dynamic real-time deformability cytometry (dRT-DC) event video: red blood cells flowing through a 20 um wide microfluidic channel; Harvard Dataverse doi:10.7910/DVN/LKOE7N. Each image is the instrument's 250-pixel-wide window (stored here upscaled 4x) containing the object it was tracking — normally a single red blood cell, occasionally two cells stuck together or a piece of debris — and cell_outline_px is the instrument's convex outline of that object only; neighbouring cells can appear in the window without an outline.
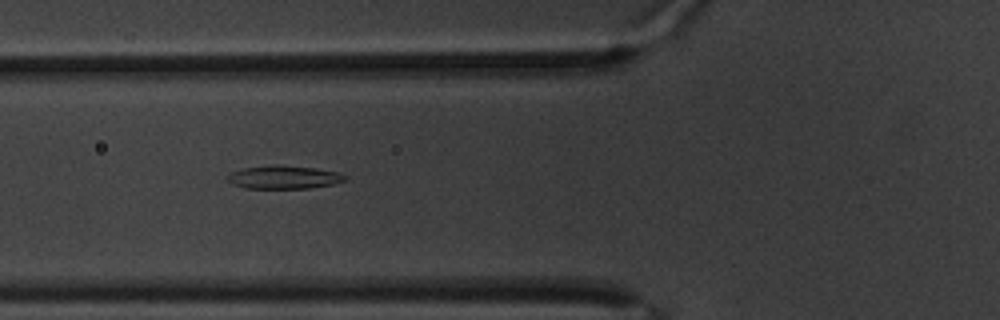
{"species": "common noctule bat (a hibernating species)", "species_latin": "Nyctalus noctula", "temperature_condition": "warm", "stored_images_in_passage": 31, "camera_frame_rate_fps": 3000, "um_per_image_px": 0.085, "animal": {"sex": "male", "body_mass_g": 20.1, "forearm_length_mm": 53.5}, "frame": {"image": 1, "passage_image": 9, "time_ms": 2.667, "image_size_px": [1000, 320], "cell_outline_px": [[348, 180], [332, 184], [308, 188], [244, 188], [232, 184], [228, 180], [228, 176], [232, 172], [244, 168], [272, 164], [280, 164], [312, 168], [336, 172], [348, 176]], "centroid_in_image_um": [24.13, 15.06], "position_along_channel_um": 101.7, "area_um2": 15.84}}
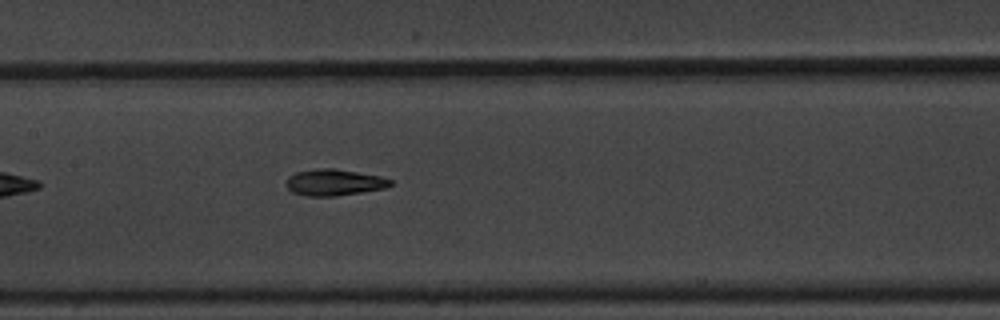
{"frame": {"image": 2, "passage_image": 16, "time_ms": 5.0, "image_size_px": [1000, 320], "cell_outline_px": [[392, 184], [388, 188], [336, 196], [308, 196], [292, 192], [288, 188], [288, 176], [296, 172], [316, 168], [336, 168], [380, 176], [392, 180]], "centroid_in_image_um": [28.44, 15.5], "position_along_channel_um": 179.0, "area_um2": 16.07}}
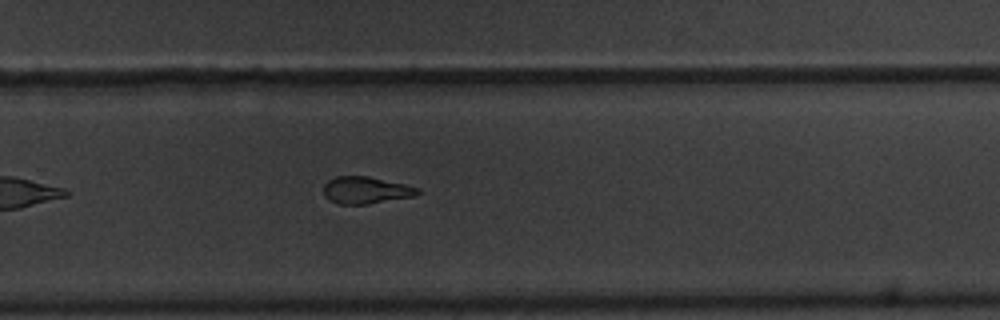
{"frame": {"image": 3, "passage_image": 27, "time_ms": 8.667, "image_size_px": [1000, 320], "cell_outline_px": [[420, 192], [412, 196], [368, 204], [336, 204], [328, 200], [324, 196], [324, 184], [328, 180], [336, 176], [368, 176], [404, 184], [420, 188]], "centroid_in_image_um": [31.05, 16.16], "position_along_channel_um": 298.8, "area_um2": 14.8}}